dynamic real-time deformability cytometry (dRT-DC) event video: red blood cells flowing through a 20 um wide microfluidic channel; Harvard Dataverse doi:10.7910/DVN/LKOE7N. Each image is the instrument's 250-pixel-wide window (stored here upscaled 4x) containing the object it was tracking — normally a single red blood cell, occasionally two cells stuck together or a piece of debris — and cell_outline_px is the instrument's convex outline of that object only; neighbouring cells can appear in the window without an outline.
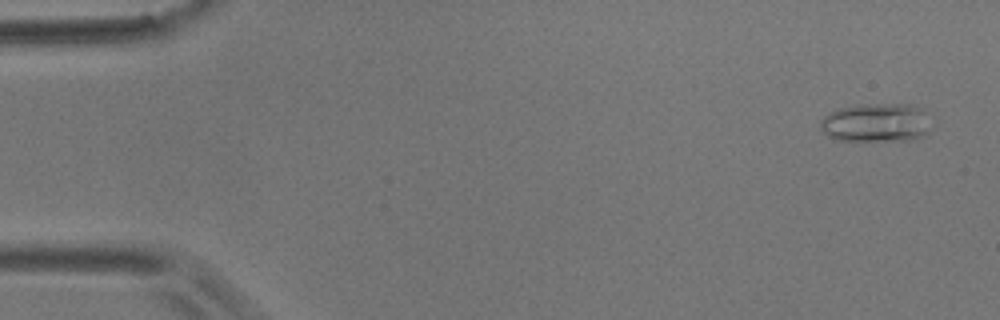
{"species": "common noctule bat (a hibernating species)", "species_latin": "Nyctalus noctula", "temperature_condition": "room temperature", "stored_images_in_passage": 57, "camera_frame_rate_fps": 3000, "um_per_image_px": 0.085, "animal": {"sex": "male", "body_mass_g": 17.9}, "frame": {"image": 1, "passage_image": 3, "time_ms": 0.667, "image_size_px": [1000, 320], "cell_outline_px": [[928, 132], [924, 136], [912, 140], [840, 140], [828, 136], [820, 128], [820, 120], [824, 116], [840, 108], [860, 104], [916, 104], [924, 108]], "centroid_in_image_um": [74.47, 10.41], "position_along_channel_um": 10.5, "area_um2": 24.91}}
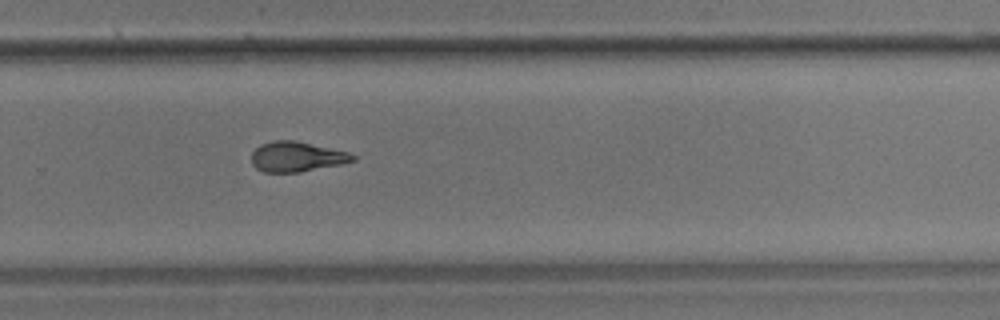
{"frame": {"image": 2, "passage_image": 38, "time_ms": 12.333, "image_size_px": [1000, 320], "cell_outline_px": [[356, 160], [340, 164], [300, 172], [264, 172], [256, 168], [252, 164], [252, 152], [260, 144], [272, 140], [296, 140], [348, 152], [356, 156]], "centroid_in_image_um": [25.2, 13.31], "position_along_channel_um": 304.6, "area_um2": 17.74}}
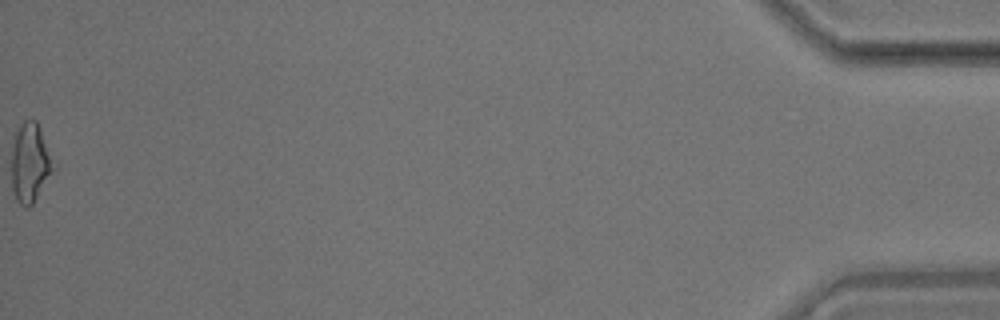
{"frame": {"image": 3, "passage_image": 57, "time_ms": 18.667, "image_size_px": [1000, 320], "cell_outline_px": [[56, 168], [32, 204], [28, 208], [24, 208], [16, 200], [12, 188], [12, 148], [16, 132], [24, 120], [36, 120], [56, 164]], "centroid_in_image_um": [2.58, 13.87], "position_along_channel_um": 432.6, "area_um2": 19.36}, "authors_computed_cell_mechanics": {"area_um2": 18.2648, "velocity_mm_per_s": 3.5766, "shape_relaxation_time_tau1_ms": 7.5713, "shape_relaxation_time_tau2_ms": 3.766, "deformation_change_tau1": 0.1854, "deformation_change_tau2": 0.1262}}